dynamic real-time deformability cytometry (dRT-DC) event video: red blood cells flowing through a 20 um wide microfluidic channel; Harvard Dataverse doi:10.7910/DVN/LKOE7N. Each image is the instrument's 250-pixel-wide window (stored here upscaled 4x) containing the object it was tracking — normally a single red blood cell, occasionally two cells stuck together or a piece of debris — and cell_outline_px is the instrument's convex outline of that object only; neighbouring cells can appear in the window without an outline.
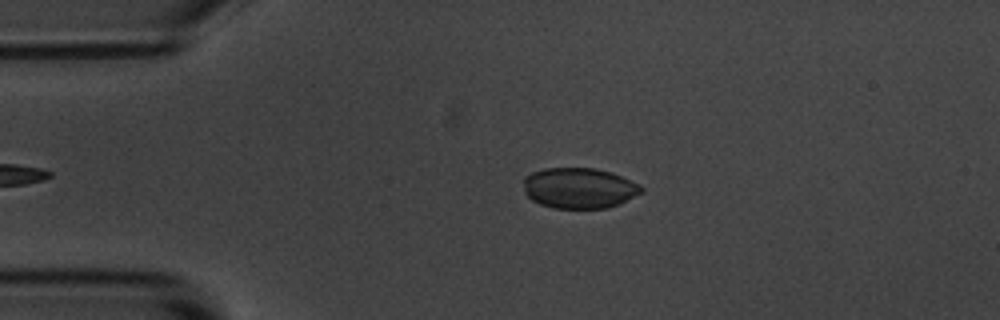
{"species": "common noctule bat (a hibernating species)", "species_latin": "Nyctalus noctula", "temperature_condition": "room temperature", "stored_images_in_passage": 48, "camera_frame_rate_fps": 3000, "um_per_image_px": 0.085, "animal": {"sex": "male", "body_mass_g": 20.1, "forearm_length_mm": 53.5}, "frame": {"image": 1, "passage_image": 11, "time_ms": 3.333, "image_size_px": [1000, 320], "cell_outline_px": [[644, 192], [620, 204], [608, 208], [552, 208], [540, 204], [532, 200], [524, 192], [524, 176], [532, 172], [544, 168], [596, 168], [612, 172], [640, 184], [644, 188]], "centroid_in_image_um": [49.25, 15.98], "position_along_channel_um": 35.7, "area_um2": 28.26}}
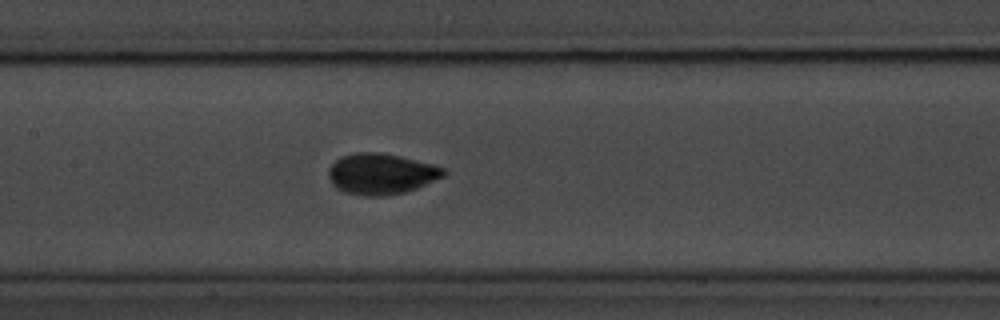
{"frame": {"image": 2, "passage_image": 25, "time_ms": 8.0, "image_size_px": [1000, 320], "cell_outline_px": [[448, 172], [444, 176], [416, 188], [404, 192], [388, 196], [360, 196], [344, 192], [336, 188], [332, 184], [328, 176], [328, 168], [340, 156], [356, 152], [380, 152], [400, 156], [432, 164], [444, 168]], "centroid_in_image_um": [32.37, 14.78], "position_along_channel_um": 175.0, "area_um2": 27.63}}
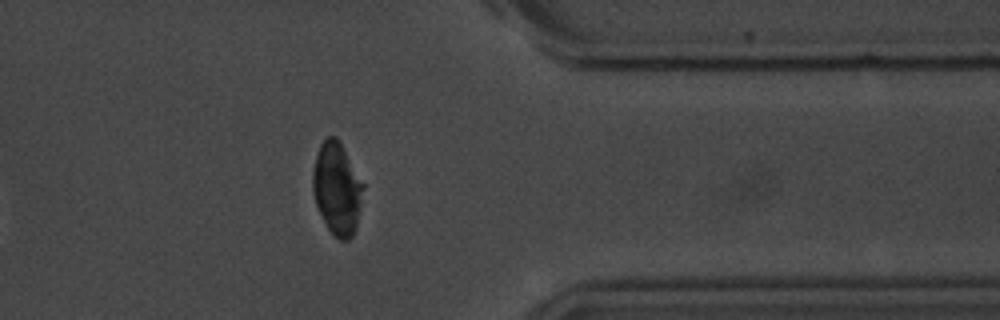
{"frame": {"image": 3, "passage_image": 43, "time_ms": 14.0, "image_size_px": [1000, 320], "cell_outline_px": [[364, 188], [356, 228], [352, 236], [348, 240], [340, 240], [328, 228], [316, 204], [312, 192], [312, 172], [316, 156], [320, 144], [328, 136], [336, 136], [364, 184]], "centroid_in_image_um": [28.64, 16.03], "position_along_channel_um": 382.8, "area_um2": 26.82}, "authors_computed_cell_mechanics": {"area_um2": 27.455, "velocity_mm_per_s": 3.6693, "shape_relaxation_time_tau1_ms": 3.4223, "shape_relaxation_time_tau2_ms": null, "deformation_change_tau1": 0.1181, "deformation_change_tau2": null}}